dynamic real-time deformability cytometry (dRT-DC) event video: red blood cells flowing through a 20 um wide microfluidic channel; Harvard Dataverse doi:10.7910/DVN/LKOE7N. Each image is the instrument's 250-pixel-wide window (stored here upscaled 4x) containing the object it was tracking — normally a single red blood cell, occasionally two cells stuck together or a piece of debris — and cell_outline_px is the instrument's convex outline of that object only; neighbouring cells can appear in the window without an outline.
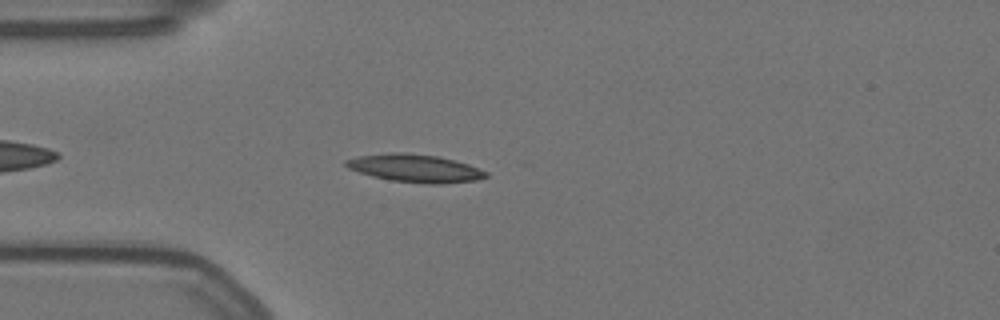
{"species": "Egyptian fruit bat (a non-hibernating species)", "species_latin": "Rousettus aegyptiacus", "temperature_condition": "warm", "stored_images_in_passage": 16, "camera_frame_rate_fps": 3000, "um_per_image_px": 0.085, "animal": {"sex": "female"}, "frame": {"image": 1, "passage_image": 6, "time_ms": 1.667, "image_size_px": [1000, 320], "cell_outline_px": [[488, 176], [476, 180], [440, 184], [428, 184], [392, 180], [372, 176], [348, 168], [344, 164], [344, 160], [356, 156], [392, 152], [404, 152], [436, 156], [456, 160], [468, 164], [488, 172]], "centroid_in_image_um": [35.27, 14.29], "position_along_channel_um": 49.7, "area_um2": 22.72}}
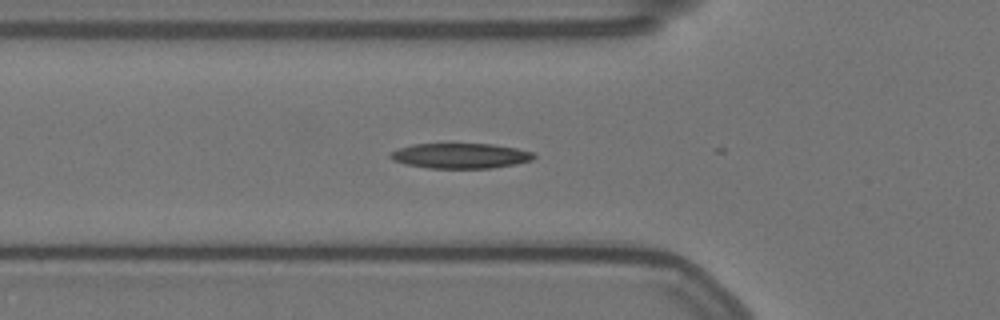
{"frame": {"image": 2, "passage_image": 10, "time_ms": 3.0, "image_size_px": [1000, 320], "cell_outline_px": [[536, 156], [532, 160], [516, 164], [492, 168], [428, 168], [404, 164], [392, 160], [388, 156], [392, 152], [400, 148], [412, 144], [492, 144], [516, 148], [532, 152]], "centroid_in_image_um": [39.13, 13.25], "position_along_channel_um": 86.7, "area_um2": 21.04}}
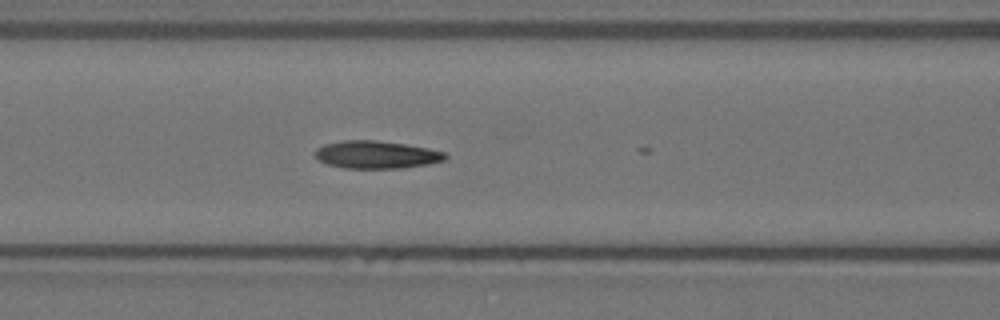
{"frame": {"image": 3, "passage_image": 14, "time_ms": 4.333, "image_size_px": [1000, 320], "cell_outline_px": [[448, 156], [444, 160], [428, 164], [404, 168], [344, 168], [328, 164], [320, 160], [316, 156], [316, 148], [324, 144], [344, 140], [376, 140], [404, 144], [428, 148], [444, 152]], "centroid_in_image_um": [32.01, 13.14], "position_along_channel_um": 134.6, "area_um2": 20.87}}